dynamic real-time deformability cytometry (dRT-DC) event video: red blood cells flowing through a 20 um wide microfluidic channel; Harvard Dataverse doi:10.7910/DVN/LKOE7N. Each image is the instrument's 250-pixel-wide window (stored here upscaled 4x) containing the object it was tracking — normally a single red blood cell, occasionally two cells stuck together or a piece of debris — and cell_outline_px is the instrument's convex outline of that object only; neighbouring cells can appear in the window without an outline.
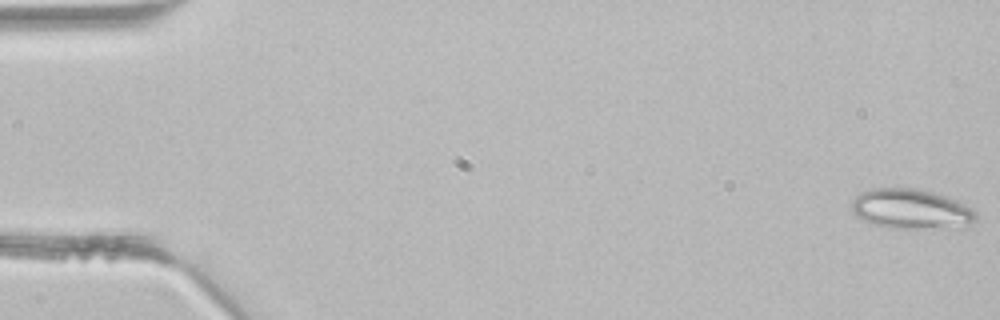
{"species": "common noctule bat (a hibernating species)", "species_latin": "Nyctalus noctula", "temperature_condition": "room temperature", "stored_images_in_passage": 4, "camera_frame_rate_fps": 3000, "um_per_image_px": 0.085, "animal": {"sex": "male", "body_mass_g": 21.5, "forearm_length_mm": 52.0}, "frame": {"image": 1, "passage_image": 1, "time_ms": 0.0, "image_size_px": [1000, 320], "cell_outline_px": [[976, 220], [968, 228], [892, 228], [872, 224], [856, 216], [852, 212], [852, 204], [856, 196], [860, 192], [872, 188], [912, 188], [932, 192], [956, 200], [972, 208], [976, 212]], "centroid_in_image_um": [77.48, 17.79], "position_along_channel_um": 7.5, "area_um2": 29.13}}